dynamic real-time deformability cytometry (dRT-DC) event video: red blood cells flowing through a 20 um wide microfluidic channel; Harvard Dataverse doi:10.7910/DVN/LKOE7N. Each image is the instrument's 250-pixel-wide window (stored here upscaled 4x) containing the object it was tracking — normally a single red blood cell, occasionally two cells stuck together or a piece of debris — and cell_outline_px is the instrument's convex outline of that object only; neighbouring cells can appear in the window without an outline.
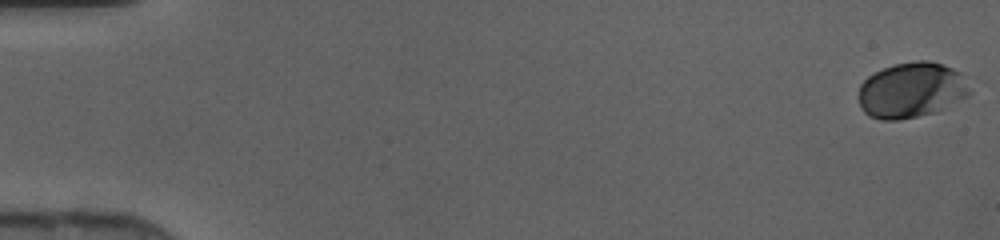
{"species": "human", "species_latin": "Homo sapiens", "temperature_condition": "cold", "stored_images_in_passage": 46, "camera_frame_rate_fps": 3000, "um_per_image_px": 0.085, "donor": {"sex": "female"}, "frame": {"image": 1, "passage_image": 1, "time_ms": 0.0, "image_size_px": [1000, 240], "cell_outline_px": [[972, 92], [968, 96], [936, 112], [896, 120], [880, 120], [868, 116], [864, 112], [856, 96], [860, 84], [868, 76], [884, 68], [896, 64], [916, 60], [928, 60], [944, 64], [960, 72]], "centroid_in_image_um": [77.45, 7.66], "position_along_channel_um": 7.6, "area_um2": 36.13}}
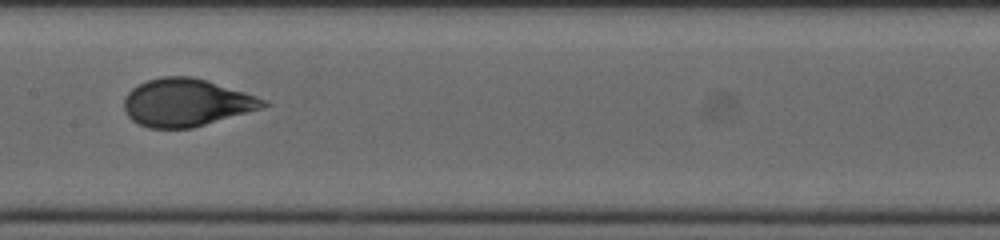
{"frame": {"image": 2, "passage_image": 24, "time_ms": 7.667, "image_size_px": [1000, 240], "cell_outline_px": [[272, 104], [264, 108], [192, 128], [148, 128], [136, 124], [128, 116], [124, 108], [124, 100], [128, 92], [132, 88], [148, 80], [164, 76], [192, 76], [244, 92], [268, 100]], "centroid_in_image_um": [15.86, 8.73], "position_along_channel_um": 191.5, "area_um2": 38.67}}
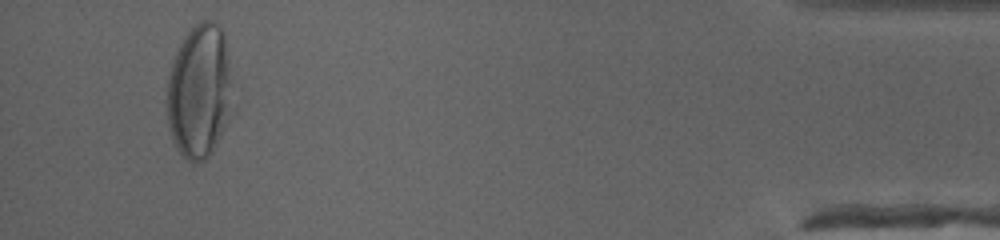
{"frame": {"image": 3, "passage_image": 44, "time_ms": 14.333, "image_size_px": [1000, 240], "cell_outline_px": [[228, 84], [224, 120], [220, 132], [212, 152], [204, 160], [192, 164], [180, 152], [172, 140], [168, 124], [168, 80], [172, 64], [176, 52], [180, 44], [188, 32], [196, 24], [204, 20], [212, 20], [220, 24], [224, 32], [228, 60]], "centroid_in_image_um": [16.87, 7.72], "position_along_channel_um": 418.3, "area_um2": 49.01}}